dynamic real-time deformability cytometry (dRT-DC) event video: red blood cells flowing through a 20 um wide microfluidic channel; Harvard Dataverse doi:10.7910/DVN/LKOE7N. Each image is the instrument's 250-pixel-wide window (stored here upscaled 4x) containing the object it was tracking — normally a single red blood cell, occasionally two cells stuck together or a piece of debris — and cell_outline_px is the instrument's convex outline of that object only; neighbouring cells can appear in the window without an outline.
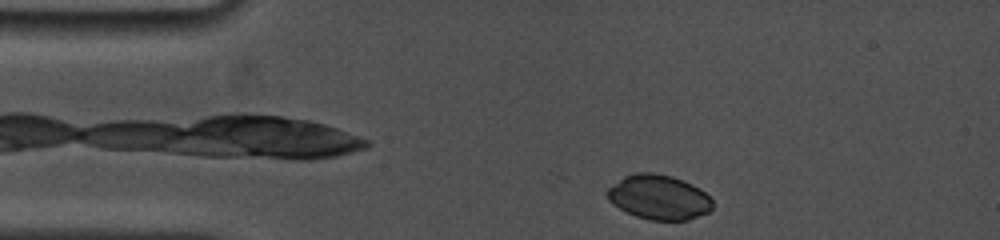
{"species": "common noctule bat (a hibernating species)", "species_latin": "Nyctalus noctula", "temperature_condition": "cold", "stored_images_in_passage": 19, "camera_frame_rate_fps": 5000, "um_per_image_px": 0.085, "animal": {"sex": "female", "body_mass_g": 19.0, "forearm_length_mm": 53.3}, "frame": {"image": 1, "passage_image": 1, "time_ms": 0.0, "image_size_px": [1000, 240], "cell_outline_px": [[712, 208], [708, 212], [688, 220], [648, 220], [636, 216], [612, 204], [608, 200], [608, 188], [624, 176], [636, 172], [652, 172], [672, 176], [692, 184], [700, 188], [712, 200]], "centroid_in_image_um": [56.0, 16.76], "position_along_channel_um": 29.0, "area_um2": 27.28}}